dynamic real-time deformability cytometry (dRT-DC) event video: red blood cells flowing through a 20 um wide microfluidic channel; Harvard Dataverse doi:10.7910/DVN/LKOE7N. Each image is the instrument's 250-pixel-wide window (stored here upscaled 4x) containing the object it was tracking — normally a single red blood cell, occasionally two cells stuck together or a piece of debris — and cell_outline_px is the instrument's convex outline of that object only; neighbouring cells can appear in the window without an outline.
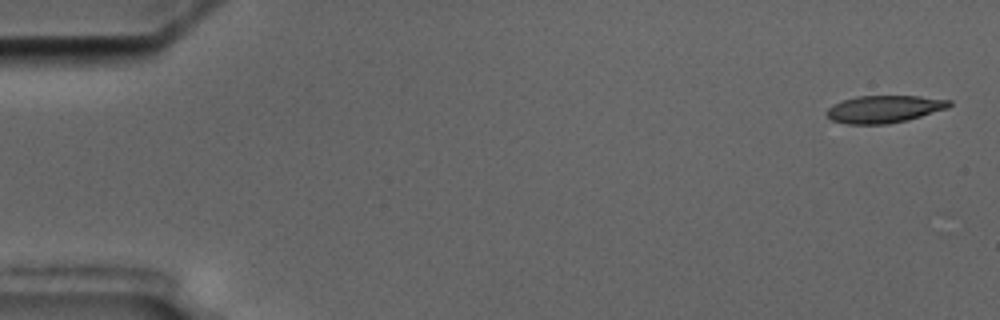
{"species": "common noctule bat (a hibernating species)", "species_latin": "Nyctalus noctula", "temperature_condition": "cold", "stored_images_in_passage": 6, "camera_frame_rate_fps": 3000, "um_per_image_px": 0.085, "animal": {"sex": "male", "body_mass_g": 17.5, "forearm_length_mm": 52.3}, "frame": {"image": 1, "passage_image": 1, "time_ms": 0.0, "image_size_px": [1000, 320], "cell_outline_px": [[952, 104], [948, 108], [908, 120], [888, 124], [848, 124], [832, 120], [824, 112], [832, 104], [856, 96], [920, 96], [952, 100]], "centroid_in_image_um": [75.16, 9.27], "position_along_channel_um": 9.8, "area_um2": 19.65}}
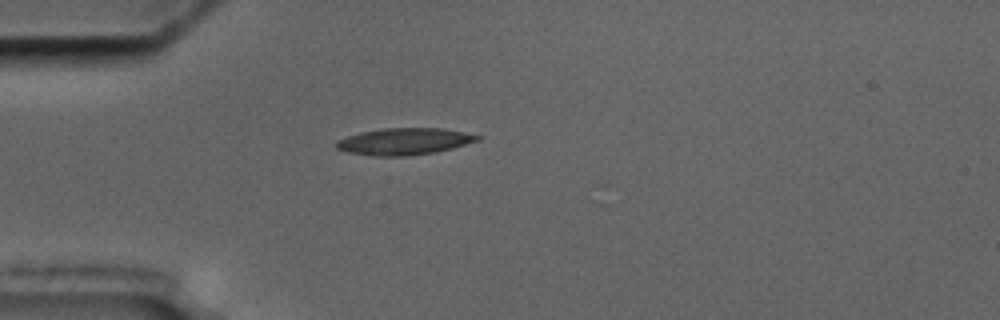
{"frame": {"image": 2, "passage_image": 5, "time_ms": 4.667, "image_size_px": [1000, 320], "cell_outline_px": [[480, 140], [452, 148], [436, 152], [400, 156], [372, 156], [348, 152], [336, 148], [336, 140], [360, 132], [384, 128], [444, 128], [464, 132], [480, 136]], "centroid_in_image_um": [34.35, 12.02], "position_along_channel_um": 50.7, "area_um2": 21.91}}